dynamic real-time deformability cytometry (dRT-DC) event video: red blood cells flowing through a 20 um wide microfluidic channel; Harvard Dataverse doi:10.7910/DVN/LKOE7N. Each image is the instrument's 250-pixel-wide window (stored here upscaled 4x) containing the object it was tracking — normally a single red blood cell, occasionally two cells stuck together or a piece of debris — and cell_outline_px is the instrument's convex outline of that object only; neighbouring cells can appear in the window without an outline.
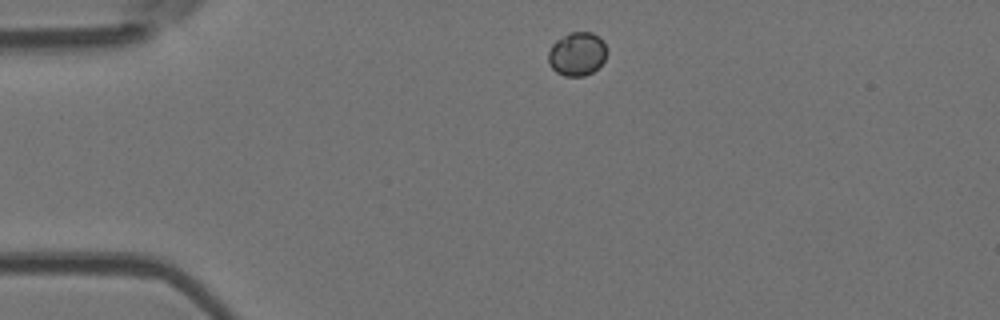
{"species": "Egyptian fruit bat (a non-hibernating species)", "species_latin": "Rousettus aegyptiacus", "temperature_condition": "room temperature", "stored_images_in_passage": 2, "camera_frame_rate_fps": 3000, "um_per_image_px": 0.085, "animal": {"sex": "female"}, "frame": {"image": 1, "passage_image": 1, "time_ms": 0.0, "image_size_px": [1000, 320], "cell_outline_px": [[608, 52], [604, 60], [592, 72], [584, 76], [564, 76], [556, 72], [548, 64], [548, 52], [552, 44], [556, 40], [568, 32], [592, 32], [600, 36], [604, 40]], "centroid_in_image_um": [49.06, 4.56], "position_along_channel_um": 35.9, "area_um2": 15.14}}